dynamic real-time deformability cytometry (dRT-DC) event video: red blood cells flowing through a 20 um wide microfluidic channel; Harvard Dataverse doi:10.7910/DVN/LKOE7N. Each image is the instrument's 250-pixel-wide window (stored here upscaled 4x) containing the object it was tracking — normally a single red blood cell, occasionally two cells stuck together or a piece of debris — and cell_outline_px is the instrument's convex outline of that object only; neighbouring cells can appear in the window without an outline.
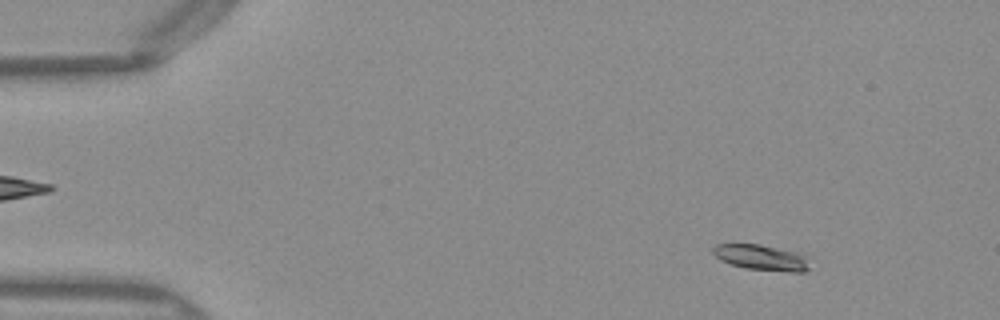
{"species": "Egyptian fruit bat (a non-hibernating species)", "species_latin": "Rousettus aegyptiacus", "temperature_condition": "warm", "stored_images_in_passage": 51, "camera_frame_rate_fps": 3000, "um_per_image_px": 0.085, "frame": {"image": 1, "passage_image": 6, "time_ms": 1.667, "image_size_px": [1000, 320], "cell_outline_px": [[808, 268], [804, 272], [788, 272], [744, 268], [720, 260], [712, 252], [712, 248], [716, 244], [760, 244], [808, 256]], "centroid_in_image_um": [64.7, 21.89], "position_along_channel_um": 20.3, "area_um2": 14.28}}
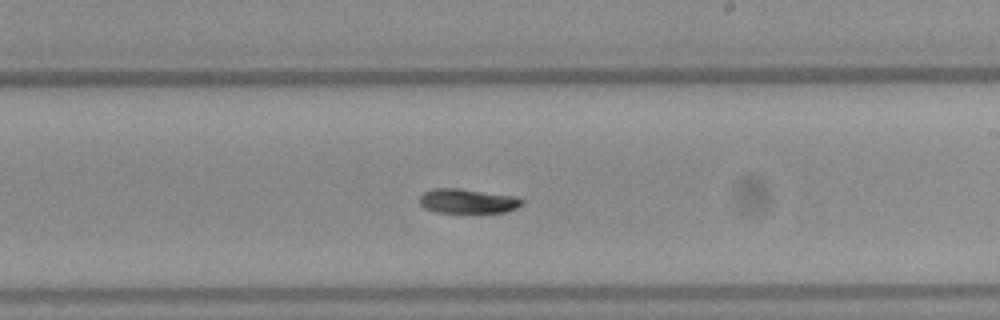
{"frame": {"image": 2, "passage_image": 30, "time_ms": 9.667, "image_size_px": [1000, 320], "cell_outline_px": [[524, 204], [516, 208], [504, 212], [436, 212], [424, 208], [420, 204], [420, 196], [424, 192], [432, 188], [460, 188], [520, 196], [524, 200]], "centroid_in_image_um": [39.8, 17.07], "position_along_channel_um": 249.2, "area_um2": 14.85}}
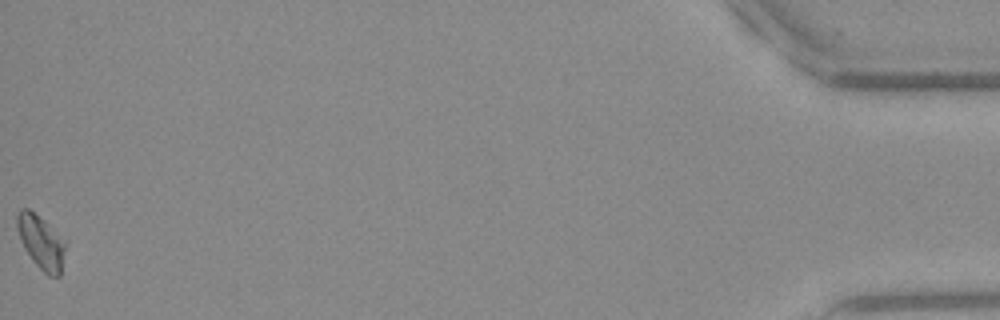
{"frame": {"image": 3, "passage_image": 51, "time_ms": 16.667, "image_size_px": [1000, 320], "cell_outline_px": [[68, 244], [60, 276], [48, 276], [32, 260], [24, 248], [20, 240], [16, 224], [16, 212], [20, 208], [28, 208], [44, 220], [68, 240]], "centroid_in_image_um": [3.54, 20.56], "position_along_channel_um": 431.7, "area_um2": 15.66}, "authors_computed_cell_mechanics": {"area_um2": 14.9702, "velocity_mm_per_s": 4.0037, "shape_relaxation_time_tau1_ms": 3.4537, "shape_relaxation_time_tau2_ms": 8.1542, "deformation_change_tau1": 0.1256, "deformation_change_tau2": 0.1053}}